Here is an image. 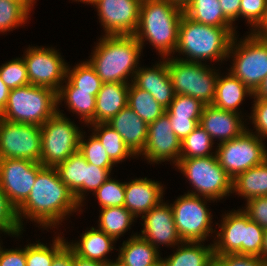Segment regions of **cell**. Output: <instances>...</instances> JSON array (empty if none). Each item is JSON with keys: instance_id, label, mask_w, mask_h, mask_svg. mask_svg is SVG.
<instances>
[{"instance_id": "cell-1", "label": "cell", "mask_w": 267, "mask_h": 266, "mask_svg": "<svg viewBox=\"0 0 267 266\" xmlns=\"http://www.w3.org/2000/svg\"><path fill=\"white\" fill-rule=\"evenodd\" d=\"M79 207L73 193L60 180L56 168L43 167L36 176L29 196L16 209V213L22 229L24 217L46 229L55 228L67 214L77 212Z\"/></svg>"}, {"instance_id": "cell-2", "label": "cell", "mask_w": 267, "mask_h": 266, "mask_svg": "<svg viewBox=\"0 0 267 266\" xmlns=\"http://www.w3.org/2000/svg\"><path fill=\"white\" fill-rule=\"evenodd\" d=\"M183 14L182 7L168 0H142L139 25L133 36L142 48L147 40L161 58H167L175 53Z\"/></svg>"}, {"instance_id": "cell-3", "label": "cell", "mask_w": 267, "mask_h": 266, "mask_svg": "<svg viewBox=\"0 0 267 266\" xmlns=\"http://www.w3.org/2000/svg\"><path fill=\"white\" fill-rule=\"evenodd\" d=\"M99 40L88 60L98 77L103 83H130L142 52L137 39L133 35H104Z\"/></svg>"}, {"instance_id": "cell-4", "label": "cell", "mask_w": 267, "mask_h": 266, "mask_svg": "<svg viewBox=\"0 0 267 266\" xmlns=\"http://www.w3.org/2000/svg\"><path fill=\"white\" fill-rule=\"evenodd\" d=\"M236 27H215L194 22L185 14L182 15L178 28V43L175 50L186 58H176L187 62L210 60L219 62L228 59L232 38Z\"/></svg>"}, {"instance_id": "cell-5", "label": "cell", "mask_w": 267, "mask_h": 266, "mask_svg": "<svg viewBox=\"0 0 267 266\" xmlns=\"http://www.w3.org/2000/svg\"><path fill=\"white\" fill-rule=\"evenodd\" d=\"M57 112V92L48 87L29 84L10 89L7 104L0 113V118L41 127Z\"/></svg>"}, {"instance_id": "cell-6", "label": "cell", "mask_w": 267, "mask_h": 266, "mask_svg": "<svg viewBox=\"0 0 267 266\" xmlns=\"http://www.w3.org/2000/svg\"><path fill=\"white\" fill-rule=\"evenodd\" d=\"M194 190L188 194L217 201L232 193V178L221 167L216 154L207 157L180 159L176 164Z\"/></svg>"}, {"instance_id": "cell-7", "label": "cell", "mask_w": 267, "mask_h": 266, "mask_svg": "<svg viewBox=\"0 0 267 266\" xmlns=\"http://www.w3.org/2000/svg\"><path fill=\"white\" fill-rule=\"evenodd\" d=\"M58 112L41 126V157L44 167H56L79 151L82 132L71 119Z\"/></svg>"}, {"instance_id": "cell-8", "label": "cell", "mask_w": 267, "mask_h": 266, "mask_svg": "<svg viewBox=\"0 0 267 266\" xmlns=\"http://www.w3.org/2000/svg\"><path fill=\"white\" fill-rule=\"evenodd\" d=\"M237 38H232L228 51V58L233 55L229 72L254 93L267 75V40L252 32L239 43Z\"/></svg>"}, {"instance_id": "cell-9", "label": "cell", "mask_w": 267, "mask_h": 266, "mask_svg": "<svg viewBox=\"0 0 267 266\" xmlns=\"http://www.w3.org/2000/svg\"><path fill=\"white\" fill-rule=\"evenodd\" d=\"M170 57H167V70L175 95L191 96L205 105H212L219 72L204 62H187Z\"/></svg>"}, {"instance_id": "cell-10", "label": "cell", "mask_w": 267, "mask_h": 266, "mask_svg": "<svg viewBox=\"0 0 267 266\" xmlns=\"http://www.w3.org/2000/svg\"><path fill=\"white\" fill-rule=\"evenodd\" d=\"M262 138L247 128L240 136L218 144L216 157L221 167L234 179L238 174L267 160Z\"/></svg>"}, {"instance_id": "cell-11", "label": "cell", "mask_w": 267, "mask_h": 266, "mask_svg": "<svg viewBox=\"0 0 267 266\" xmlns=\"http://www.w3.org/2000/svg\"><path fill=\"white\" fill-rule=\"evenodd\" d=\"M206 201L211 199L185 193L177 197L173 204V219L177 233L182 241L204 242L213 231L212 214Z\"/></svg>"}, {"instance_id": "cell-12", "label": "cell", "mask_w": 267, "mask_h": 266, "mask_svg": "<svg viewBox=\"0 0 267 266\" xmlns=\"http://www.w3.org/2000/svg\"><path fill=\"white\" fill-rule=\"evenodd\" d=\"M41 127L14 123L0 118V159L40 162Z\"/></svg>"}, {"instance_id": "cell-13", "label": "cell", "mask_w": 267, "mask_h": 266, "mask_svg": "<svg viewBox=\"0 0 267 266\" xmlns=\"http://www.w3.org/2000/svg\"><path fill=\"white\" fill-rule=\"evenodd\" d=\"M27 50V51H26ZM23 57L29 83L59 91L66 79L67 63L58 50L44 47H28Z\"/></svg>"}, {"instance_id": "cell-14", "label": "cell", "mask_w": 267, "mask_h": 266, "mask_svg": "<svg viewBox=\"0 0 267 266\" xmlns=\"http://www.w3.org/2000/svg\"><path fill=\"white\" fill-rule=\"evenodd\" d=\"M44 166L26 159H0V188L17 209L29 196Z\"/></svg>"}, {"instance_id": "cell-15", "label": "cell", "mask_w": 267, "mask_h": 266, "mask_svg": "<svg viewBox=\"0 0 267 266\" xmlns=\"http://www.w3.org/2000/svg\"><path fill=\"white\" fill-rule=\"evenodd\" d=\"M142 0H91L97 8L105 36L134 35L139 25Z\"/></svg>"}, {"instance_id": "cell-16", "label": "cell", "mask_w": 267, "mask_h": 266, "mask_svg": "<svg viewBox=\"0 0 267 266\" xmlns=\"http://www.w3.org/2000/svg\"><path fill=\"white\" fill-rule=\"evenodd\" d=\"M181 141L174 134L169 117L164 113L156 121L148 124L145 148L140 156L149 163L172 161L174 166L180 160Z\"/></svg>"}, {"instance_id": "cell-17", "label": "cell", "mask_w": 267, "mask_h": 266, "mask_svg": "<svg viewBox=\"0 0 267 266\" xmlns=\"http://www.w3.org/2000/svg\"><path fill=\"white\" fill-rule=\"evenodd\" d=\"M141 218L144 220V228L139 235L155 248L163 244L174 247L182 242L175 227L172 207L166 202L162 201Z\"/></svg>"}, {"instance_id": "cell-18", "label": "cell", "mask_w": 267, "mask_h": 266, "mask_svg": "<svg viewBox=\"0 0 267 266\" xmlns=\"http://www.w3.org/2000/svg\"><path fill=\"white\" fill-rule=\"evenodd\" d=\"M242 118L240 113L205 105L199 125L211 136L212 140L217 138L220 141L218 144H221L240 136L246 130Z\"/></svg>"}, {"instance_id": "cell-19", "label": "cell", "mask_w": 267, "mask_h": 266, "mask_svg": "<svg viewBox=\"0 0 267 266\" xmlns=\"http://www.w3.org/2000/svg\"><path fill=\"white\" fill-rule=\"evenodd\" d=\"M162 60L160 59V62L151 68L139 67L134 79L131 78L129 81L149 92L162 107L167 109L175 93L167 70V58H162Z\"/></svg>"}, {"instance_id": "cell-20", "label": "cell", "mask_w": 267, "mask_h": 266, "mask_svg": "<svg viewBox=\"0 0 267 266\" xmlns=\"http://www.w3.org/2000/svg\"><path fill=\"white\" fill-rule=\"evenodd\" d=\"M163 190L164 188L161 183L146 177L125 182L124 207L135 218L143 216L163 201Z\"/></svg>"}, {"instance_id": "cell-21", "label": "cell", "mask_w": 267, "mask_h": 266, "mask_svg": "<svg viewBox=\"0 0 267 266\" xmlns=\"http://www.w3.org/2000/svg\"><path fill=\"white\" fill-rule=\"evenodd\" d=\"M219 224L220 231L213 240L214 255H244L246 213L242 209L225 214Z\"/></svg>"}, {"instance_id": "cell-22", "label": "cell", "mask_w": 267, "mask_h": 266, "mask_svg": "<svg viewBox=\"0 0 267 266\" xmlns=\"http://www.w3.org/2000/svg\"><path fill=\"white\" fill-rule=\"evenodd\" d=\"M107 124L118 132L135 157L142 153L147 142L148 124L130 107L121 109Z\"/></svg>"}, {"instance_id": "cell-23", "label": "cell", "mask_w": 267, "mask_h": 266, "mask_svg": "<svg viewBox=\"0 0 267 266\" xmlns=\"http://www.w3.org/2000/svg\"><path fill=\"white\" fill-rule=\"evenodd\" d=\"M129 83H103L96 95L95 119L90 124L108 123L128 104Z\"/></svg>"}, {"instance_id": "cell-24", "label": "cell", "mask_w": 267, "mask_h": 266, "mask_svg": "<svg viewBox=\"0 0 267 266\" xmlns=\"http://www.w3.org/2000/svg\"><path fill=\"white\" fill-rule=\"evenodd\" d=\"M114 242L116 240L113 237L107 235L99 228L91 227L90 230L82 233L79 242L69 243L67 241V244L73 249L76 255L111 266L115 261L107 259L106 255L114 249Z\"/></svg>"}, {"instance_id": "cell-25", "label": "cell", "mask_w": 267, "mask_h": 266, "mask_svg": "<svg viewBox=\"0 0 267 266\" xmlns=\"http://www.w3.org/2000/svg\"><path fill=\"white\" fill-rule=\"evenodd\" d=\"M159 251L136 233L122 243L116 260L123 266H161Z\"/></svg>"}, {"instance_id": "cell-26", "label": "cell", "mask_w": 267, "mask_h": 266, "mask_svg": "<svg viewBox=\"0 0 267 266\" xmlns=\"http://www.w3.org/2000/svg\"><path fill=\"white\" fill-rule=\"evenodd\" d=\"M221 76L220 73L216 80L215 98L212 105L216 108L240 113L239 105L247 96L253 97L254 93L232 73H226ZM221 76V77H220Z\"/></svg>"}, {"instance_id": "cell-27", "label": "cell", "mask_w": 267, "mask_h": 266, "mask_svg": "<svg viewBox=\"0 0 267 266\" xmlns=\"http://www.w3.org/2000/svg\"><path fill=\"white\" fill-rule=\"evenodd\" d=\"M176 249L168 258H161V266H209L215 260L213 244L182 241Z\"/></svg>"}, {"instance_id": "cell-28", "label": "cell", "mask_w": 267, "mask_h": 266, "mask_svg": "<svg viewBox=\"0 0 267 266\" xmlns=\"http://www.w3.org/2000/svg\"><path fill=\"white\" fill-rule=\"evenodd\" d=\"M234 192L246 201L267 196V160L238 174L232 180V193Z\"/></svg>"}, {"instance_id": "cell-29", "label": "cell", "mask_w": 267, "mask_h": 266, "mask_svg": "<svg viewBox=\"0 0 267 266\" xmlns=\"http://www.w3.org/2000/svg\"><path fill=\"white\" fill-rule=\"evenodd\" d=\"M183 13L197 23L215 27H233L224 16L219 0H190Z\"/></svg>"}, {"instance_id": "cell-30", "label": "cell", "mask_w": 267, "mask_h": 266, "mask_svg": "<svg viewBox=\"0 0 267 266\" xmlns=\"http://www.w3.org/2000/svg\"><path fill=\"white\" fill-rule=\"evenodd\" d=\"M70 68L67 65L65 85H61L59 91H92V95L96 96L103 82L90 63L84 61Z\"/></svg>"}, {"instance_id": "cell-31", "label": "cell", "mask_w": 267, "mask_h": 266, "mask_svg": "<svg viewBox=\"0 0 267 266\" xmlns=\"http://www.w3.org/2000/svg\"><path fill=\"white\" fill-rule=\"evenodd\" d=\"M127 106L147 124L156 121L166 111L149 92L138 88L133 82L129 83Z\"/></svg>"}, {"instance_id": "cell-32", "label": "cell", "mask_w": 267, "mask_h": 266, "mask_svg": "<svg viewBox=\"0 0 267 266\" xmlns=\"http://www.w3.org/2000/svg\"><path fill=\"white\" fill-rule=\"evenodd\" d=\"M93 128L92 133L101 142L109 158L115 163H120L126 158H134V154L124 143L122 137L116 130L107 123L90 124Z\"/></svg>"}, {"instance_id": "cell-33", "label": "cell", "mask_w": 267, "mask_h": 266, "mask_svg": "<svg viewBox=\"0 0 267 266\" xmlns=\"http://www.w3.org/2000/svg\"><path fill=\"white\" fill-rule=\"evenodd\" d=\"M99 229L116 241L123 235L134 222L135 216L124 206L107 207L100 209Z\"/></svg>"}, {"instance_id": "cell-34", "label": "cell", "mask_w": 267, "mask_h": 266, "mask_svg": "<svg viewBox=\"0 0 267 266\" xmlns=\"http://www.w3.org/2000/svg\"><path fill=\"white\" fill-rule=\"evenodd\" d=\"M58 105L64 100L72 113L89 125L95 119L96 96L92 95V91H58ZM62 100V101H61Z\"/></svg>"}, {"instance_id": "cell-35", "label": "cell", "mask_w": 267, "mask_h": 266, "mask_svg": "<svg viewBox=\"0 0 267 266\" xmlns=\"http://www.w3.org/2000/svg\"><path fill=\"white\" fill-rule=\"evenodd\" d=\"M60 180L74 194L85 182L86 160L78 151L56 167Z\"/></svg>"}, {"instance_id": "cell-36", "label": "cell", "mask_w": 267, "mask_h": 266, "mask_svg": "<svg viewBox=\"0 0 267 266\" xmlns=\"http://www.w3.org/2000/svg\"><path fill=\"white\" fill-rule=\"evenodd\" d=\"M214 140L211 136L198 125L186 138L181 141L180 159H189L194 157L212 156V146Z\"/></svg>"}, {"instance_id": "cell-37", "label": "cell", "mask_w": 267, "mask_h": 266, "mask_svg": "<svg viewBox=\"0 0 267 266\" xmlns=\"http://www.w3.org/2000/svg\"><path fill=\"white\" fill-rule=\"evenodd\" d=\"M67 244L61 236L54 238L51 247L37 242L26 245V266H51L55 255Z\"/></svg>"}, {"instance_id": "cell-38", "label": "cell", "mask_w": 267, "mask_h": 266, "mask_svg": "<svg viewBox=\"0 0 267 266\" xmlns=\"http://www.w3.org/2000/svg\"><path fill=\"white\" fill-rule=\"evenodd\" d=\"M83 133L85 132H82L80 138L79 152L84 156L87 163L99 168H113L115 163L109 158L97 137L91 133L90 138L86 140Z\"/></svg>"}, {"instance_id": "cell-39", "label": "cell", "mask_w": 267, "mask_h": 266, "mask_svg": "<svg viewBox=\"0 0 267 266\" xmlns=\"http://www.w3.org/2000/svg\"><path fill=\"white\" fill-rule=\"evenodd\" d=\"M30 13L20 4L11 0H0V33L12 31L27 22Z\"/></svg>"}, {"instance_id": "cell-40", "label": "cell", "mask_w": 267, "mask_h": 266, "mask_svg": "<svg viewBox=\"0 0 267 266\" xmlns=\"http://www.w3.org/2000/svg\"><path fill=\"white\" fill-rule=\"evenodd\" d=\"M94 194L101 208L124 206L125 182L108 178Z\"/></svg>"}, {"instance_id": "cell-41", "label": "cell", "mask_w": 267, "mask_h": 266, "mask_svg": "<svg viewBox=\"0 0 267 266\" xmlns=\"http://www.w3.org/2000/svg\"><path fill=\"white\" fill-rule=\"evenodd\" d=\"M205 104L187 95L177 94L166 109L168 117L200 118Z\"/></svg>"}, {"instance_id": "cell-42", "label": "cell", "mask_w": 267, "mask_h": 266, "mask_svg": "<svg viewBox=\"0 0 267 266\" xmlns=\"http://www.w3.org/2000/svg\"><path fill=\"white\" fill-rule=\"evenodd\" d=\"M0 77L9 89H15L30 84L23 57H18L2 64V66H0Z\"/></svg>"}, {"instance_id": "cell-43", "label": "cell", "mask_w": 267, "mask_h": 266, "mask_svg": "<svg viewBox=\"0 0 267 266\" xmlns=\"http://www.w3.org/2000/svg\"><path fill=\"white\" fill-rule=\"evenodd\" d=\"M111 171L112 168H99L93 164L87 163L86 161L85 182L73 194L75 200L81 207L83 206L82 202L85 199V194L89 191L94 193L108 178H110Z\"/></svg>"}, {"instance_id": "cell-44", "label": "cell", "mask_w": 267, "mask_h": 266, "mask_svg": "<svg viewBox=\"0 0 267 266\" xmlns=\"http://www.w3.org/2000/svg\"><path fill=\"white\" fill-rule=\"evenodd\" d=\"M22 229L17 218L16 208L9 202L0 188V231L8 235L19 236Z\"/></svg>"}, {"instance_id": "cell-45", "label": "cell", "mask_w": 267, "mask_h": 266, "mask_svg": "<svg viewBox=\"0 0 267 266\" xmlns=\"http://www.w3.org/2000/svg\"><path fill=\"white\" fill-rule=\"evenodd\" d=\"M264 230L265 229L255 221L250 220L246 214L244 255H251L261 258Z\"/></svg>"}, {"instance_id": "cell-46", "label": "cell", "mask_w": 267, "mask_h": 266, "mask_svg": "<svg viewBox=\"0 0 267 266\" xmlns=\"http://www.w3.org/2000/svg\"><path fill=\"white\" fill-rule=\"evenodd\" d=\"M267 12V0H241L240 17L250 24L252 33L263 22Z\"/></svg>"}, {"instance_id": "cell-47", "label": "cell", "mask_w": 267, "mask_h": 266, "mask_svg": "<svg viewBox=\"0 0 267 266\" xmlns=\"http://www.w3.org/2000/svg\"><path fill=\"white\" fill-rule=\"evenodd\" d=\"M254 104L250 118L256 129V135L265 139L267 137V99L256 98L254 95Z\"/></svg>"}, {"instance_id": "cell-48", "label": "cell", "mask_w": 267, "mask_h": 266, "mask_svg": "<svg viewBox=\"0 0 267 266\" xmlns=\"http://www.w3.org/2000/svg\"><path fill=\"white\" fill-rule=\"evenodd\" d=\"M245 209H242L250 220L255 221L262 228H267V196L255 197L247 200Z\"/></svg>"}, {"instance_id": "cell-49", "label": "cell", "mask_w": 267, "mask_h": 266, "mask_svg": "<svg viewBox=\"0 0 267 266\" xmlns=\"http://www.w3.org/2000/svg\"><path fill=\"white\" fill-rule=\"evenodd\" d=\"M221 266H267L260 257L240 254L214 255Z\"/></svg>"}, {"instance_id": "cell-50", "label": "cell", "mask_w": 267, "mask_h": 266, "mask_svg": "<svg viewBox=\"0 0 267 266\" xmlns=\"http://www.w3.org/2000/svg\"><path fill=\"white\" fill-rule=\"evenodd\" d=\"M169 120L174 134L182 141L199 125L200 118L169 117Z\"/></svg>"}, {"instance_id": "cell-51", "label": "cell", "mask_w": 267, "mask_h": 266, "mask_svg": "<svg viewBox=\"0 0 267 266\" xmlns=\"http://www.w3.org/2000/svg\"><path fill=\"white\" fill-rule=\"evenodd\" d=\"M0 266H26V246L23 249L0 250Z\"/></svg>"}, {"instance_id": "cell-52", "label": "cell", "mask_w": 267, "mask_h": 266, "mask_svg": "<svg viewBox=\"0 0 267 266\" xmlns=\"http://www.w3.org/2000/svg\"><path fill=\"white\" fill-rule=\"evenodd\" d=\"M224 16L233 24L240 17L241 0H219Z\"/></svg>"}, {"instance_id": "cell-53", "label": "cell", "mask_w": 267, "mask_h": 266, "mask_svg": "<svg viewBox=\"0 0 267 266\" xmlns=\"http://www.w3.org/2000/svg\"><path fill=\"white\" fill-rule=\"evenodd\" d=\"M51 266H73V249L66 244L53 258Z\"/></svg>"}, {"instance_id": "cell-54", "label": "cell", "mask_w": 267, "mask_h": 266, "mask_svg": "<svg viewBox=\"0 0 267 266\" xmlns=\"http://www.w3.org/2000/svg\"><path fill=\"white\" fill-rule=\"evenodd\" d=\"M73 266H110V265H107L99 261L82 258L76 255L73 251Z\"/></svg>"}, {"instance_id": "cell-55", "label": "cell", "mask_w": 267, "mask_h": 266, "mask_svg": "<svg viewBox=\"0 0 267 266\" xmlns=\"http://www.w3.org/2000/svg\"><path fill=\"white\" fill-rule=\"evenodd\" d=\"M9 93L10 89L5 85L0 77V113L4 110L7 104Z\"/></svg>"}, {"instance_id": "cell-56", "label": "cell", "mask_w": 267, "mask_h": 266, "mask_svg": "<svg viewBox=\"0 0 267 266\" xmlns=\"http://www.w3.org/2000/svg\"><path fill=\"white\" fill-rule=\"evenodd\" d=\"M256 36L263 40H267V12L263 22L259 25V27L253 32Z\"/></svg>"}, {"instance_id": "cell-57", "label": "cell", "mask_w": 267, "mask_h": 266, "mask_svg": "<svg viewBox=\"0 0 267 266\" xmlns=\"http://www.w3.org/2000/svg\"><path fill=\"white\" fill-rule=\"evenodd\" d=\"M254 96L256 98H264V99H267V75L263 79L261 85L254 92Z\"/></svg>"}, {"instance_id": "cell-58", "label": "cell", "mask_w": 267, "mask_h": 266, "mask_svg": "<svg viewBox=\"0 0 267 266\" xmlns=\"http://www.w3.org/2000/svg\"><path fill=\"white\" fill-rule=\"evenodd\" d=\"M261 259L267 263V228L264 230Z\"/></svg>"}, {"instance_id": "cell-59", "label": "cell", "mask_w": 267, "mask_h": 266, "mask_svg": "<svg viewBox=\"0 0 267 266\" xmlns=\"http://www.w3.org/2000/svg\"><path fill=\"white\" fill-rule=\"evenodd\" d=\"M17 3H20L29 13L31 11V8L35 4V0H11Z\"/></svg>"}, {"instance_id": "cell-60", "label": "cell", "mask_w": 267, "mask_h": 266, "mask_svg": "<svg viewBox=\"0 0 267 266\" xmlns=\"http://www.w3.org/2000/svg\"><path fill=\"white\" fill-rule=\"evenodd\" d=\"M168 1H170V2H172V3H174V4H176V5H178V6L182 7V8H184V7L188 4V2H189L190 0H168Z\"/></svg>"}, {"instance_id": "cell-61", "label": "cell", "mask_w": 267, "mask_h": 266, "mask_svg": "<svg viewBox=\"0 0 267 266\" xmlns=\"http://www.w3.org/2000/svg\"><path fill=\"white\" fill-rule=\"evenodd\" d=\"M209 266H221L216 260H214Z\"/></svg>"}, {"instance_id": "cell-62", "label": "cell", "mask_w": 267, "mask_h": 266, "mask_svg": "<svg viewBox=\"0 0 267 266\" xmlns=\"http://www.w3.org/2000/svg\"><path fill=\"white\" fill-rule=\"evenodd\" d=\"M72 1H78V2H82V3H89L91 0H72Z\"/></svg>"}, {"instance_id": "cell-63", "label": "cell", "mask_w": 267, "mask_h": 266, "mask_svg": "<svg viewBox=\"0 0 267 266\" xmlns=\"http://www.w3.org/2000/svg\"><path fill=\"white\" fill-rule=\"evenodd\" d=\"M111 266H123L121 265L117 260L115 262L112 263Z\"/></svg>"}]
</instances>
